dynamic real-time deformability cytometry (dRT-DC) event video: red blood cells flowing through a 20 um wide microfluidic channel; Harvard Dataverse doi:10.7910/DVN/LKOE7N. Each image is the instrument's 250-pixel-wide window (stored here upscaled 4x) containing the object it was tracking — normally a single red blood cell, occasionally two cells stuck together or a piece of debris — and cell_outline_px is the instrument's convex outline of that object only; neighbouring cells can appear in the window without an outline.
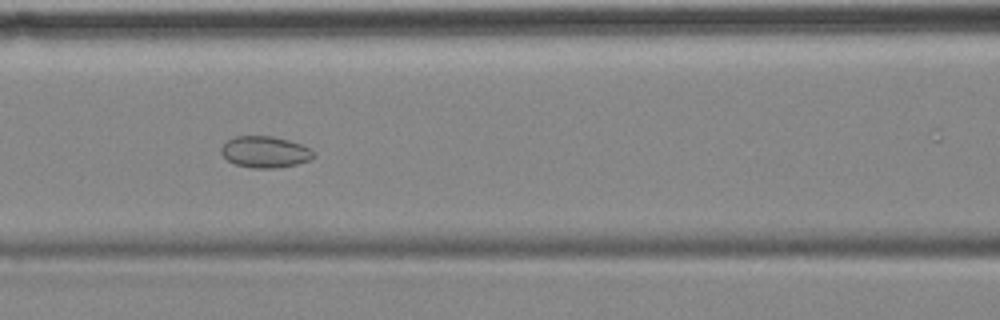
{"species": "common noctule bat (a hibernating species)", "species_latin": "Nyctalus noctula", "temperature_condition": "cold", "stored_images_in_passage": 4, "camera_frame_rate_fps": 3000, "um_per_image_px": 0.085, "animal": {"sex": "female", "body_mass_g": 18.4}, "frame": {"image": 1, "passage_image": 4, "time_ms": 3.333, "image_size_px": [1000, 320], "cell_outline_px": [[316, 156], [312, 160], [296, 164], [276, 168], [252, 168], [236, 164], [228, 160], [220, 152], [220, 148], [228, 140], [236, 136], [272, 136], [288, 140], [300, 144], [316, 152]], "centroid_in_image_um": [22.56, 12.92], "position_along_channel_um": 144.0, "area_um2": 16.94}}